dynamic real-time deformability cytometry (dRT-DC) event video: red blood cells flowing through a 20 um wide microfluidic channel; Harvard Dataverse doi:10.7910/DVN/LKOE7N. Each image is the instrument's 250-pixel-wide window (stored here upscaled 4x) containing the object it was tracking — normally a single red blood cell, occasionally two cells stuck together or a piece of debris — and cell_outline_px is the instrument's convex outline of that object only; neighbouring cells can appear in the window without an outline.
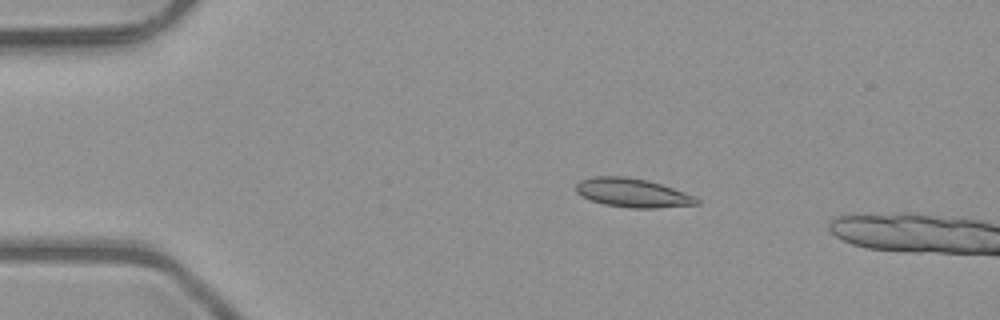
{"species": "common noctule bat (a hibernating species)", "species_latin": "Nyctalus noctula", "temperature_condition": "room temperature", "stored_images_in_passage": 4, "camera_frame_rate_fps": 3000, "um_per_image_px": 0.085, "animal": {"sex": "male", "body_mass_g": 23.1, "forearm_length_mm": 52.7}, "frame": {"image": 1, "passage_image": 3, "time_ms": 0.667, "image_size_px": [1000, 320], "cell_outline_px": [[700, 204], [656, 208], [632, 208], [604, 204], [592, 200], [576, 192], [576, 184], [580, 180], [592, 176], [624, 176], [648, 180], [696, 196], [700, 200]], "centroid_in_image_um": [53.79, 16.38], "position_along_channel_um": 31.2, "area_um2": 20.23}}